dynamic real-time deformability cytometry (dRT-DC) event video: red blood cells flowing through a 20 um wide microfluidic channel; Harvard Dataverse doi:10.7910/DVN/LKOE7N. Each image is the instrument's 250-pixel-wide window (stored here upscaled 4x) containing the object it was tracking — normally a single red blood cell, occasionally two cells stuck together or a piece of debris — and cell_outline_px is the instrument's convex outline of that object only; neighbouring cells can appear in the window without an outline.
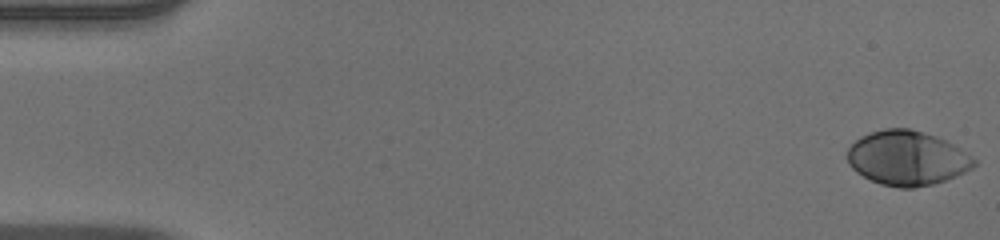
{"species": "human", "species_latin": "Homo sapiens", "temperature_condition": "warm", "stored_images_in_passage": 52, "camera_frame_rate_fps": 3000, "um_per_image_px": 0.085, "donor": {"sex": "male"}, "frame": {"image": 1, "passage_image": 1, "time_ms": 0.0, "image_size_px": [1000, 240], "cell_outline_px": [[976, 164], [972, 168], [956, 176], [932, 184], [912, 188], [900, 188], [880, 184], [856, 172], [848, 164], [848, 148], [860, 136], [884, 128], [908, 128], [924, 132], [936, 136], [960, 148], [976, 160]], "centroid_in_image_um": [77.09, 13.43], "position_along_channel_um": 7.9, "area_um2": 40.06}}
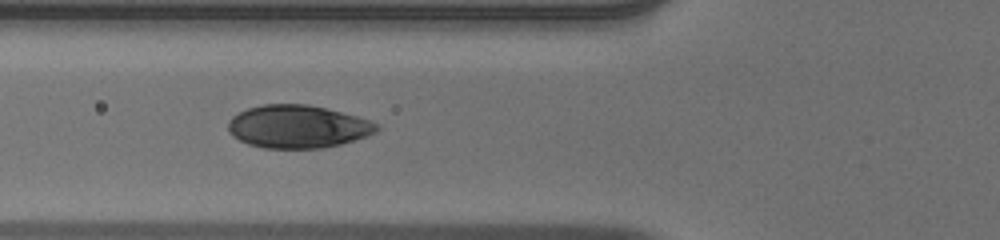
{"frame": {"image": 2, "passage_image": 20, "time_ms": 6.333, "image_size_px": [1000, 240], "cell_outline_px": [[380, 128], [376, 132], [368, 136], [340, 144], [320, 148], [264, 148], [248, 144], [232, 136], [228, 132], [228, 120], [232, 116], [248, 108], [260, 104], [308, 104], [372, 120], [380, 124]], "centroid_in_image_um": [25.31, 10.76], "position_along_channel_um": 100.5, "area_um2": 37.28}}
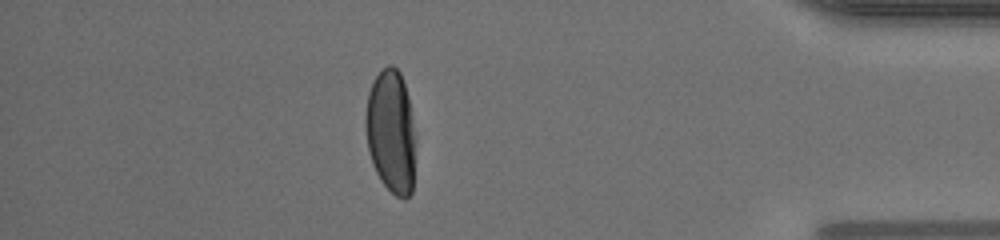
{"frame": {"image": 3, "passage_image": 46, "time_ms": 15.0, "image_size_px": [1000, 240], "cell_outline_px": [[412, 192], [404, 200], [396, 196], [380, 180], [372, 164], [368, 148], [364, 124], [364, 116], [368, 92], [376, 76], [388, 64], [392, 64], [400, 72], [408, 96], [412, 128]], "centroid_in_image_um": [33.17, 11.16], "position_along_channel_um": 402.0, "area_um2": 35.08}, "authors_computed_cell_mechanics": {"area_um2": 38.5815, "velocity_mm_per_s": 3.9344, "shape_relaxation_time_tau1_ms": 3.2303, "shape_relaxation_time_tau2_ms": null, "deformation_change_tau1": 0.1935, "deformation_change_tau2": null}}